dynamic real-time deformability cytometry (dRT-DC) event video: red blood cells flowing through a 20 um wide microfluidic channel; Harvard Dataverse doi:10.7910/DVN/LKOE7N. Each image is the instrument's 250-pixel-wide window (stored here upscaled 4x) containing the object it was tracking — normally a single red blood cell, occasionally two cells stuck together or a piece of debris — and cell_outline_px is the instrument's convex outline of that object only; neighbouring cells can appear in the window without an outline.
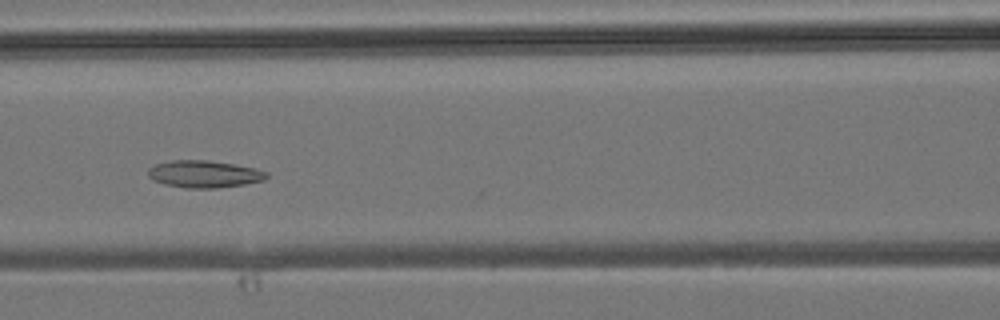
{"species": "common noctule bat (a hibernating species)", "species_latin": "Nyctalus noctula", "temperature_condition": "room temperature", "stored_images_in_passage": 28, "camera_frame_rate_fps": 3000, "um_per_image_px": 0.085, "animal": {"sex": "male", "body_mass_g": 19.2, "forearm_length_mm": 51.8}, "frame": {"image": 1, "passage_image": 9, "time_ms": 2.667, "image_size_px": [1000, 320], "cell_outline_px": [[268, 176], [264, 180], [244, 184], [216, 188], [184, 188], [164, 184], [152, 180], [148, 176], [148, 168], [156, 164], [172, 160], [208, 160], [232, 164], [252, 168], [268, 172]], "centroid_in_image_um": [17.31, 14.8], "position_along_channel_um": 149.3, "area_um2": 18.67}}
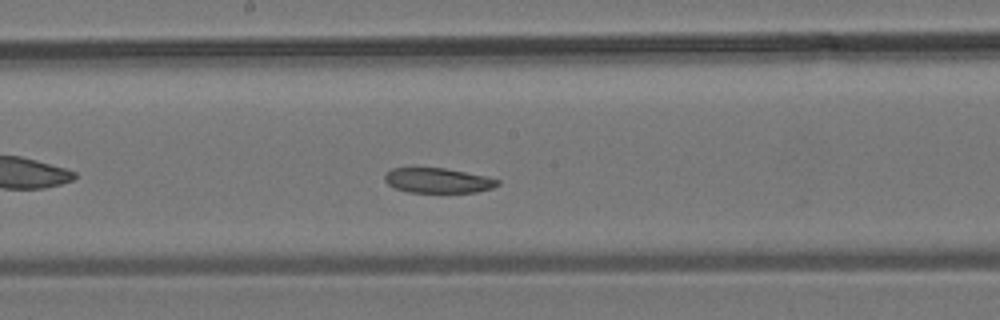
{"frame": {"image": 2, "passage_image": 13, "time_ms": 4.0, "image_size_px": [1000, 320], "cell_outline_px": [[500, 184], [492, 188], [476, 192], [408, 192], [396, 188], [388, 184], [384, 180], [384, 176], [392, 168], [444, 168], [488, 176], [500, 180]], "centroid_in_image_um": [37.25, 15.34], "position_along_channel_um": 210.9, "area_um2": 16.36}}
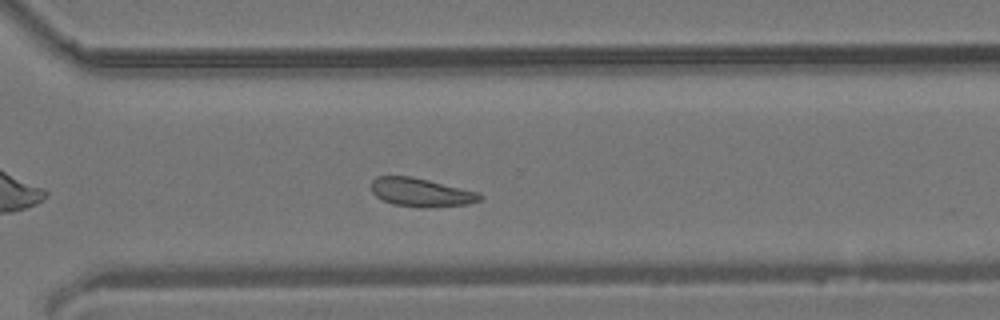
{"frame": {"image": 3, "passage_image": 21, "time_ms": 6.667, "image_size_px": [1000, 320], "cell_outline_px": [[484, 200], [468, 204], [428, 208], [420, 208], [392, 204], [376, 196], [372, 192], [372, 180], [376, 176], [412, 176], [476, 192], [484, 196]], "centroid_in_image_um": [35.8, 16.37], "position_along_channel_um": 334.8, "area_um2": 18.09}}